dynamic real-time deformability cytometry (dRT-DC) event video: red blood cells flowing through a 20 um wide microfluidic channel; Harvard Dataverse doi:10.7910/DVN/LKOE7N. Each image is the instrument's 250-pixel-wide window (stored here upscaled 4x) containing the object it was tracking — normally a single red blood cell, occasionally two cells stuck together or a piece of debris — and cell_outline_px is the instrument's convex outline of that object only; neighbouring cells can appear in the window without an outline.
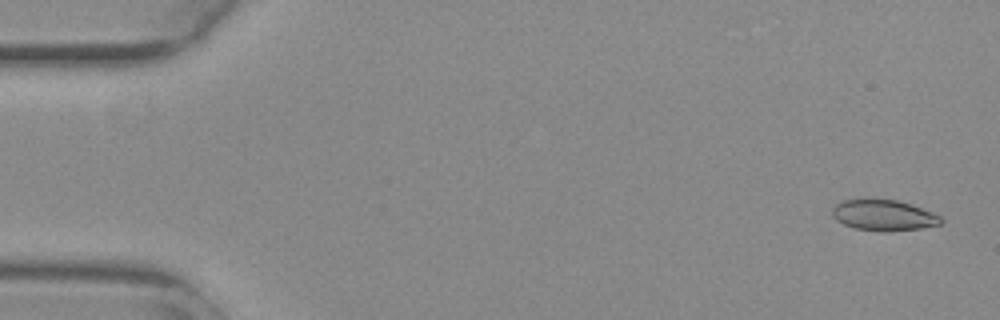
{"species": "common noctule bat (a hibernating species)", "species_latin": "Nyctalus noctula", "temperature_condition": "warm", "stored_images_in_passage": 54, "camera_frame_rate_fps": 3000, "um_per_image_px": 0.085, "animal": {"sex": "female", "body_mass_g": 29.2, "forearm_length_mm": 56.3}, "frame": {"image": 1, "passage_image": 2, "time_ms": 0.333, "image_size_px": [1000, 320], "cell_outline_px": [[944, 220], [940, 224], [920, 228], [888, 232], [880, 232], [856, 228], [844, 224], [836, 220], [832, 216], [832, 208], [836, 204], [844, 200], [864, 196], [896, 200], [912, 204], [932, 212], [940, 216]], "centroid_in_image_um": [75.07, 18.26], "position_along_channel_um": 9.9, "area_um2": 20.17}}
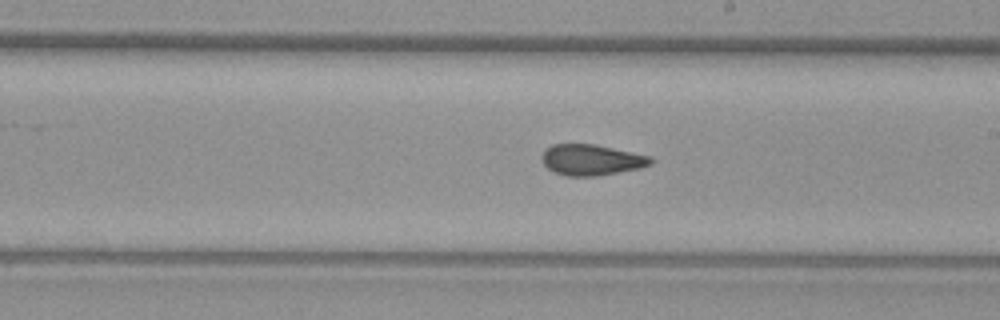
{"frame": {"image": 2, "passage_image": 31, "time_ms": 10.0, "image_size_px": [1000, 320], "cell_outline_px": [[652, 164], [640, 168], [596, 176], [564, 176], [552, 172], [544, 164], [540, 156], [544, 148], [552, 144], [596, 144], [652, 156]], "centroid_in_image_um": [50.24, 13.58], "position_along_channel_um": 238.8, "area_um2": 19.88}}
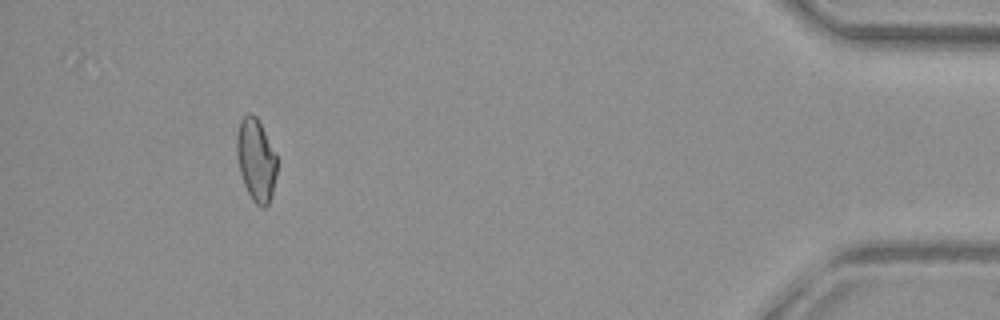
{"frame": {"image": 3, "passage_image": 50, "time_ms": 16.333, "image_size_px": [1000, 320], "cell_outline_px": [[276, 176], [272, 192], [268, 204], [264, 208], [256, 204], [252, 200], [244, 184], [240, 172], [236, 156], [236, 132], [240, 120], [248, 112], [256, 116], [276, 152]], "centroid_in_image_um": [21.74, 13.56], "position_along_channel_um": 413.5, "area_um2": 19.42}, "authors_computed_cell_mechanics": {"area_um2": 19.8543, "velocity_mm_per_s": 3.8187, "shape_relaxation_time_tau1_ms": null, "shape_relaxation_time_tau2_ms": 1.5656, "deformation_change_tau1": null, "deformation_change_tau2": 0.0577}}